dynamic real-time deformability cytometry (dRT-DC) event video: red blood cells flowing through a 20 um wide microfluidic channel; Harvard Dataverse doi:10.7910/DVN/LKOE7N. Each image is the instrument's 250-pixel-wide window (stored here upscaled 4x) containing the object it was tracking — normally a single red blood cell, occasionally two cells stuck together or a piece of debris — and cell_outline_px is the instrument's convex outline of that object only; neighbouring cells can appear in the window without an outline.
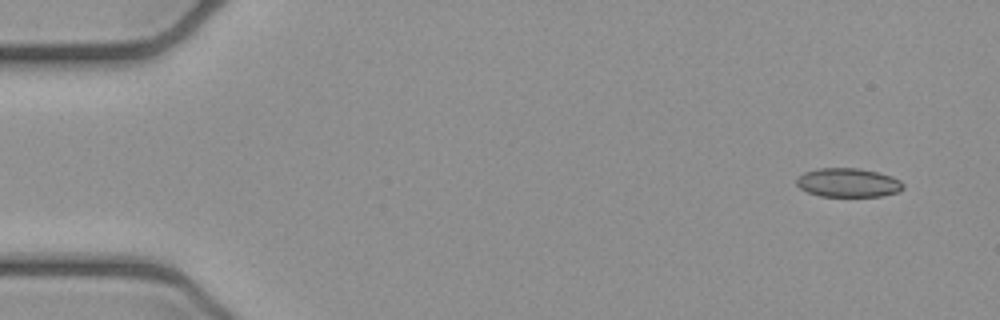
{"species": "common noctule bat (a hibernating species)", "species_latin": "Nyctalus noctula", "temperature_condition": "cold", "stored_images_in_passage": 6, "camera_frame_rate_fps": 3000, "um_per_image_px": 0.085, "animal": {"sex": "female", "body_mass_g": 21.9}, "frame": {"image": 1, "passage_image": 1, "time_ms": 0.0, "image_size_px": [1000, 320], "cell_outline_px": [[904, 188], [900, 192], [880, 196], [820, 196], [808, 192], [800, 188], [796, 184], [796, 176], [804, 172], [816, 168], [860, 168], [892, 176], [900, 180], [904, 184]], "centroid_in_image_um": [72.08, 15.52], "position_along_channel_um": 12.9, "area_um2": 18.15}}
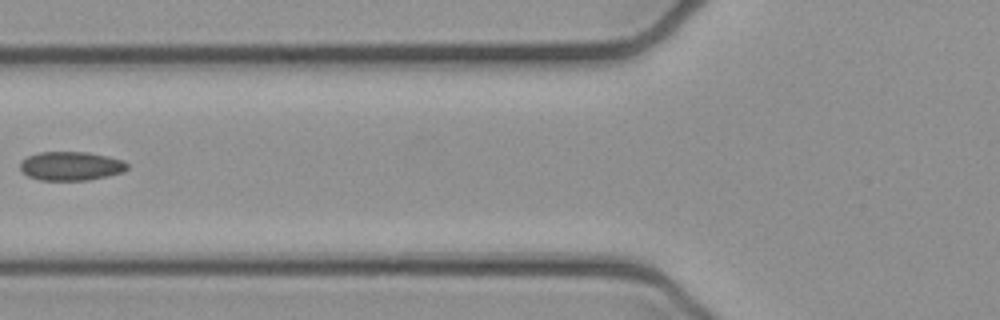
{"frame": {"image": 2, "passage_image": 5, "time_ms": 1.333, "image_size_px": [1000, 320], "cell_outline_px": [[128, 168], [124, 172], [108, 176], [88, 180], [40, 180], [28, 176], [20, 168], [20, 164], [28, 156], [40, 152], [88, 152], [108, 156], [124, 160], [128, 164]], "centroid_in_image_um": [6.08, 14.11], "position_along_channel_um": 119.7, "area_um2": 18.03}}
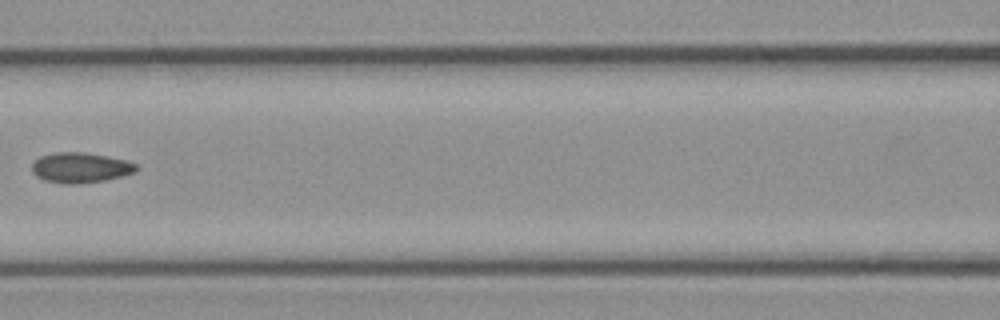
{"frame": {"image": 3, "passage_image": 6, "time_ms": 1.667, "image_size_px": [1000, 320], "cell_outline_px": [[140, 168], [136, 172], [104, 180], [80, 184], [60, 184], [44, 180], [36, 176], [32, 172], [32, 164], [40, 156], [56, 152], [84, 152], [108, 156], [128, 160], [136, 164]], "centroid_in_image_um": [6.85, 14.25], "position_along_channel_um": 159.8, "area_um2": 18.61}}